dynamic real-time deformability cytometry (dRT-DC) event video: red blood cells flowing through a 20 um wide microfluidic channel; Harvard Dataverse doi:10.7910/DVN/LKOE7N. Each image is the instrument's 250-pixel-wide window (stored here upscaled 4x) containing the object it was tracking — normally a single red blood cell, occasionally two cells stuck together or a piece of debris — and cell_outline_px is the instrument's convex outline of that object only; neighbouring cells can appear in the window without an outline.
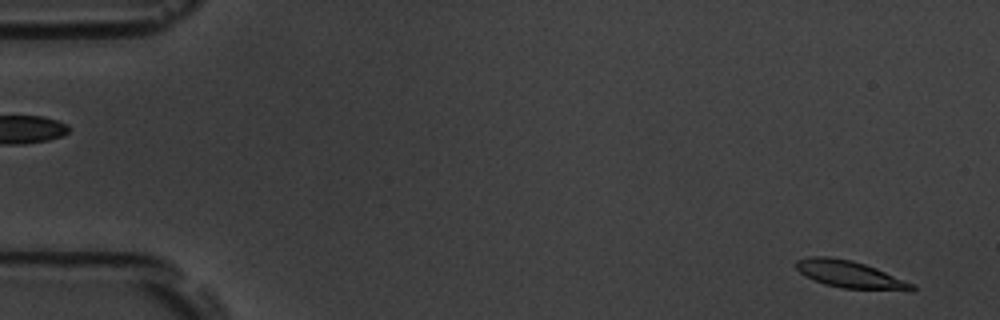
{"species": "common noctule bat (a hibernating species)", "species_latin": "Nyctalus noctula", "temperature_condition": "room temperature", "stored_images_in_passage": 57, "camera_frame_rate_fps": 3000, "um_per_image_px": 0.085, "animal": {"sex": "male", "body_mass_g": 19.5, "forearm_length_mm": 54.6}, "frame": {"image": 1, "passage_image": 3, "time_ms": 0.667, "image_size_px": [1000, 320], "cell_outline_px": [[916, 292], [908, 292], [840, 288], [824, 284], [812, 280], [804, 276], [796, 268], [796, 260], [808, 256], [828, 256], [852, 260], [876, 268], [916, 284]], "centroid_in_image_um": [72.32, 23.36], "position_along_channel_um": 12.7, "area_um2": 19.02}}
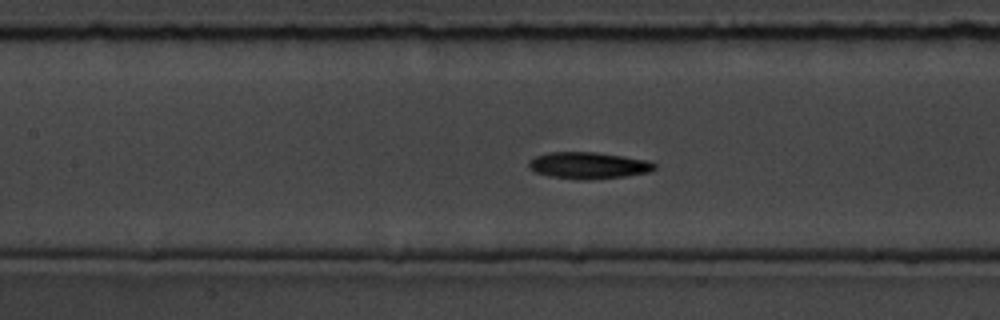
{"frame": {"image": 2, "passage_image": 26, "time_ms": 8.333, "image_size_px": [1000, 320], "cell_outline_px": [[656, 168], [648, 172], [624, 176], [588, 180], [580, 180], [548, 176], [536, 172], [528, 168], [528, 164], [536, 156], [548, 152], [596, 152], [624, 156], [648, 160], [656, 164]], "centroid_in_image_um": [50.02, 14.06], "position_along_channel_um": 157.4, "area_um2": 19.54}}
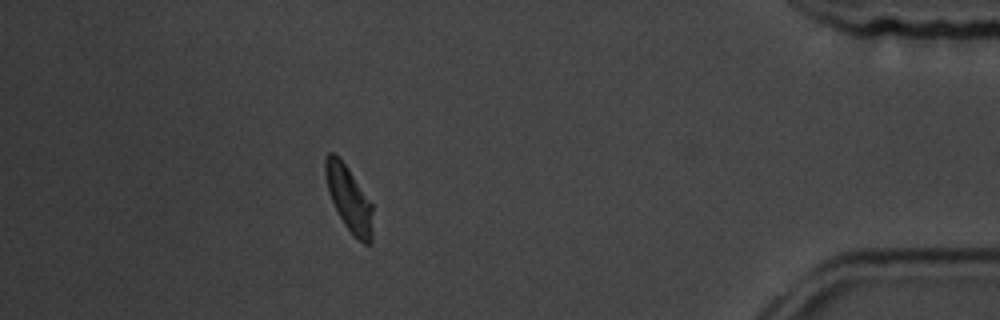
{"frame": {"image": 3, "passage_image": 51, "time_ms": 16.667, "image_size_px": [1000, 320], "cell_outline_px": [[372, 244], [364, 244], [352, 236], [344, 224], [328, 192], [324, 176], [324, 160], [328, 152], [332, 152], [348, 168], [372, 204]], "centroid_in_image_um": [29.65, 16.92], "position_along_channel_um": 405.5, "area_um2": 17.92}, "authors_computed_cell_mechanics": {"area_um2": 18.496, "velocity_mm_per_s": 3.5692, "shape_relaxation_time_tau1_ms": 2.8842, "shape_relaxation_time_tau2_ms": 5.1009, "deformation_change_tau1": 0.1627, "deformation_change_tau2": 0.1207}}